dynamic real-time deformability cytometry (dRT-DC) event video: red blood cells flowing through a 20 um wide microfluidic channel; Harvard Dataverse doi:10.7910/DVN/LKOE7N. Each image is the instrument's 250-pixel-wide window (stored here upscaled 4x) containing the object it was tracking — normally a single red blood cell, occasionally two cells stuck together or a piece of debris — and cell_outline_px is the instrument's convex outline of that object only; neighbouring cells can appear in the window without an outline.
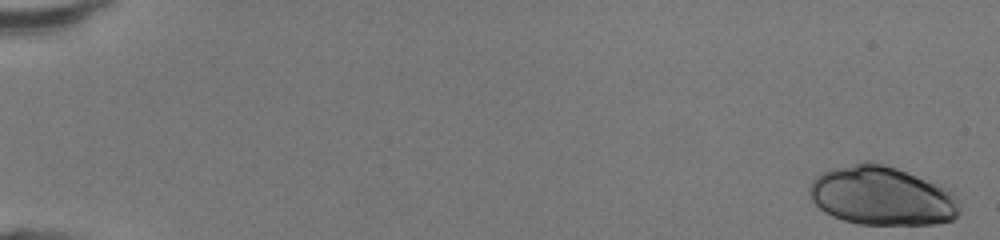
{"species": "human", "species_latin": "Homo sapiens", "temperature_condition": "room temperature", "stored_images_in_passage": 47, "camera_frame_rate_fps": 3000, "um_per_image_px": 0.085, "donor": {"sex": "female"}, "frame": {"image": 1, "passage_image": 1, "time_ms": 0.0, "image_size_px": [1000, 240], "cell_outline_px": [[964, 196], [960, 212], [952, 220], [936, 224], [860, 224], [844, 220], [832, 216], [824, 212], [808, 196], [808, 188], [812, 180], [820, 172], [828, 168], [864, 160], [872, 160], [896, 168], [952, 188]], "centroid_in_image_um": [75.03, 16.62], "position_along_channel_um": 10.0, "area_um2": 53.23}}
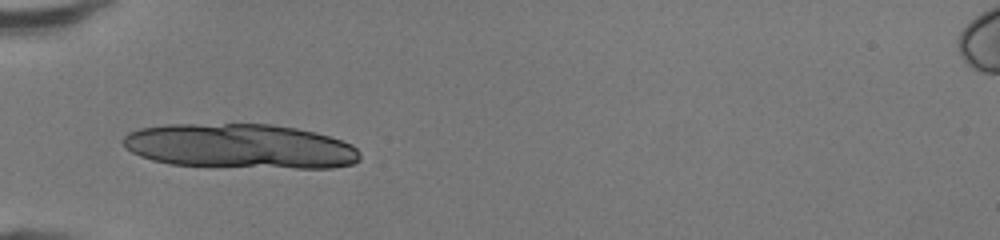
{"frame": {"image": 2, "passage_image": 17, "time_ms": 5.333, "image_size_px": [1000, 240], "cell_outline_px": [[360, 160], [352, 164], [332, 168], [296, 168], [172, 164], [152, 160], [140, 156], [124, 148], [120, 140], [128, 132], [140, 128], [164, 124], [272, 124], [296, 128], [316, 132], [352, 144], [360, 152]], "centroid_in_image_um": [20.39, 12.42], "position_along_channel_um": 64.6, "area_um2": 61.79}}